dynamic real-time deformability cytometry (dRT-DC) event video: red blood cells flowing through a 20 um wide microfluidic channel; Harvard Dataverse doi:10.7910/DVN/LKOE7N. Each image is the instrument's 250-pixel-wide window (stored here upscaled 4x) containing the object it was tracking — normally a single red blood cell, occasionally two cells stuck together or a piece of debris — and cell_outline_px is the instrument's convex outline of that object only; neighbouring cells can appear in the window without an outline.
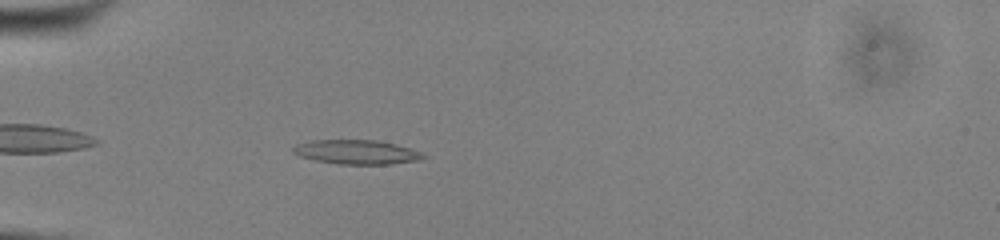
{"species": "common noctule bat (a hibernating species)", "species_latin": "Nyctalus noctula", "temperature_condition": "cold", "stored_images_in_passage": 41, "camera_frame_rate_fps": 3000, "um_per_image_px": 0.085, "animal": {"sex": "male", "body_mass_g": 13.0, "forearm_length_mm": 53.1}, "frame": {"image": 1, "passage_image": 5, "time_ms": 1.333, "image_size_px": [1000, 240], "cell_outline_px": [[428, 156], [416, 160], [392, 164], [340, 164], [316, 160], [300, 156], [292, 152], [292, 148], [296, 144], [312, 140], [376, 140], [396, 144], [420, 152]], "centroid_in_image_um": [30.28, 12.92], "position_along_channel_um": 54.7, "area_um2": 18.21}}
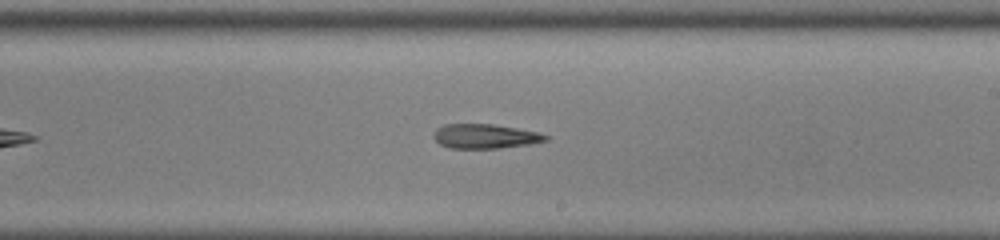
{"frame": {"image": 2, "passage_image": 21, "time_ms": 6.667, "image_size_px": [1000, 240], "cell_outline_px": [[548, 140], [528, 144], [500, 148], [448, 148], [440, 144], [432, 136], [436, 128], [444, 124], [492, 124], [540, 132], [548, 136]], "centroid_in_image_um": [41.21, 11.58], "position_along_channel_um": 247.8, "area_um2": 15.95}}
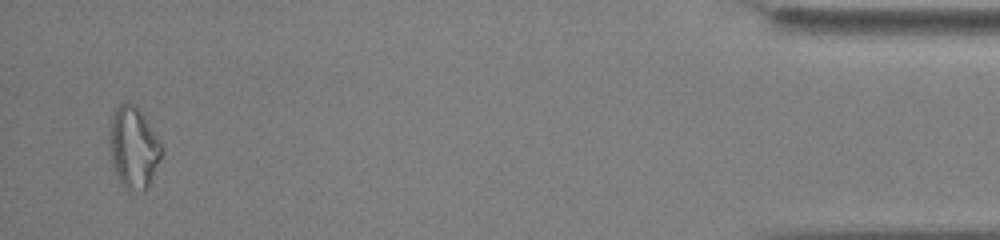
{"frame": {"image": 3, "passage_image": 40, "time_ms": 13.0, "image_size_px": [1000, 240], "cell_outline_px": [[164, 152], [148, 188], [144, 192], [124, 188], [120, 184], [112, 164], [108, 144], [108, 128], [112, 116], [116, 108], [120, 104], [132, 104], [144, 116], [164, 148]], "centroid_in_image_um": [11.34, 12.59], "position_along_channel_um": 423.9, "area_um2": 25.03}, "authors_computed_cell_mechanics": {"area_um2": 17.8602, "velocity_mm_per_s": 3.9144, "shape_relaxation_time_tau1_ms": null, "shape_relaxation_time_tau2_ms": 10.9434, "deformation_change_tau1": null, "deformation_change_tau2": 0.2583}}